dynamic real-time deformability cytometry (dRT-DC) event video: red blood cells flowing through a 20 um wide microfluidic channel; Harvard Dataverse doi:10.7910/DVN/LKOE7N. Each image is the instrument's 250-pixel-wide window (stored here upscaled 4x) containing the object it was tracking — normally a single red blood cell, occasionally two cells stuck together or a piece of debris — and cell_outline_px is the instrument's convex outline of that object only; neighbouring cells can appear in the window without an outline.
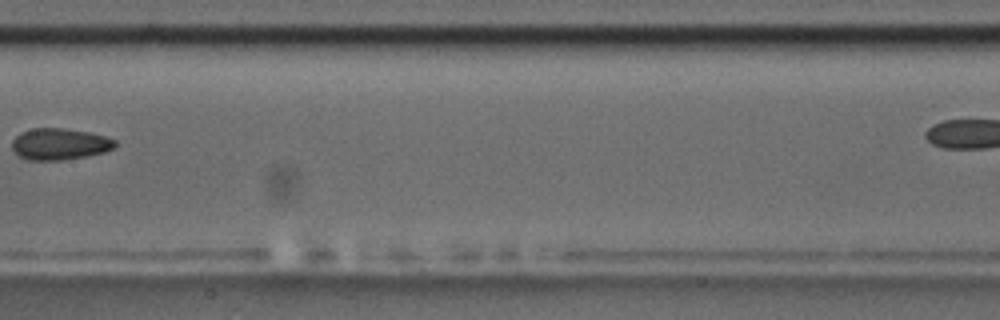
{"species": "common noctule bat (a hibernating species)", "species_latin": "Nyctalus noctula", "temperature_condition": "room temperature", "stored_images_in_passage": 8, "camera_frame_rate_fps": 3000, "um_per_image_px": 0.085, "animal": {"sex": "male", "body_mass_g": 17.5, "forearm_length_mm": 52.3}, "frame": {"image": 1, "passage_image": 7, "time_ms": 7.0, "image_size_px": [1000, 320], "cell_outline_px": [[116, 144], [112, 148], [104, 152], [84, 156], [60, 160], [28, 160], [20, 156], [12, 148], [12, 140], [20, 132], [32, 128], [64, 128], [88, 132], [104, 136], [116, 140]], "centroid_in_image_um": [5.04, 12.23], "position_along_channel_um": 202.4, "area_um2": 18.73}}
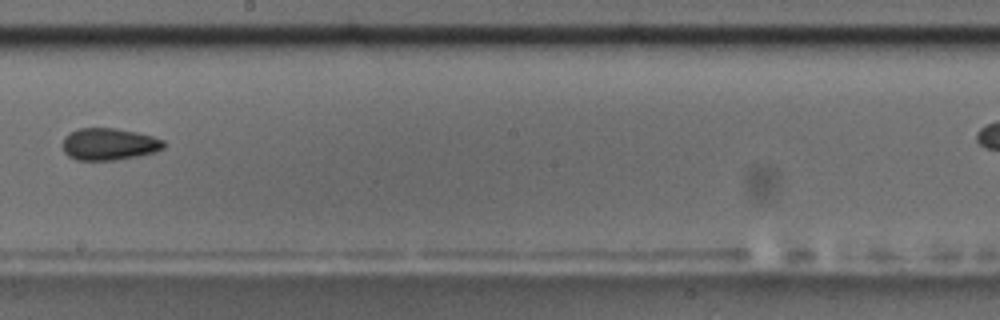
{"frame": {"image": 2, "passage_image": 8, "time_ms": 8.0, "image_size_px": [1000, 320], "cell_outline_px": [[164, 148], [156, 152], [116, 160], [76, 160], [68, 156], [64, 152], [64, 136], [68, 132], [80, 128], [116, 128], [136, 132], [152, 136], [164, 140]], "centroid_in_image_um": [9.26, 12.25], "position_along_channel_um": 238.9, "area_um2": 18.9}}